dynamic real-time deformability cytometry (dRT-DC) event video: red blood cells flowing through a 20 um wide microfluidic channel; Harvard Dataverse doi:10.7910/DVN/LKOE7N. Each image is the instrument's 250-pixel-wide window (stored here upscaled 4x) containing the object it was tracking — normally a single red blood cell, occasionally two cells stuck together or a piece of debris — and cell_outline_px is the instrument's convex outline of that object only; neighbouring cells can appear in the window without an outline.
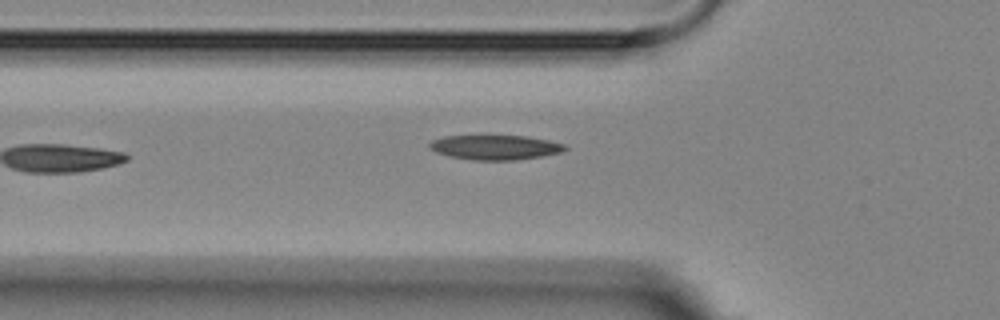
{"species": "Egyptian fruit bat (a non-hibernating species)", "species_latin": "Rousettus aegyptiacus", "temperature_condition": "room temperature", "stored_images_in_passage": 2, "camera_frame_rate_fps": 3000, "um_per_image_px": 0.085, "animal": {"sex": "female"}, "frame": {"image": 1, "passage_image": 2, "time_ms": 1.333, "image_size_px": [1000, 320], "cell_outline_px": [[568, 148], [560, 152], [544, 156], [516, 160], [472, 160], [452, 156], [436, 152], [428, 148], [428, 144], [432, 140], [444, 136], [528, 136], [548, 140], [564, 144]], "centroid_in_image_um": [42.09, 12.52], "position_along_channel_um": 83.7, "area_um2": 19.42}}